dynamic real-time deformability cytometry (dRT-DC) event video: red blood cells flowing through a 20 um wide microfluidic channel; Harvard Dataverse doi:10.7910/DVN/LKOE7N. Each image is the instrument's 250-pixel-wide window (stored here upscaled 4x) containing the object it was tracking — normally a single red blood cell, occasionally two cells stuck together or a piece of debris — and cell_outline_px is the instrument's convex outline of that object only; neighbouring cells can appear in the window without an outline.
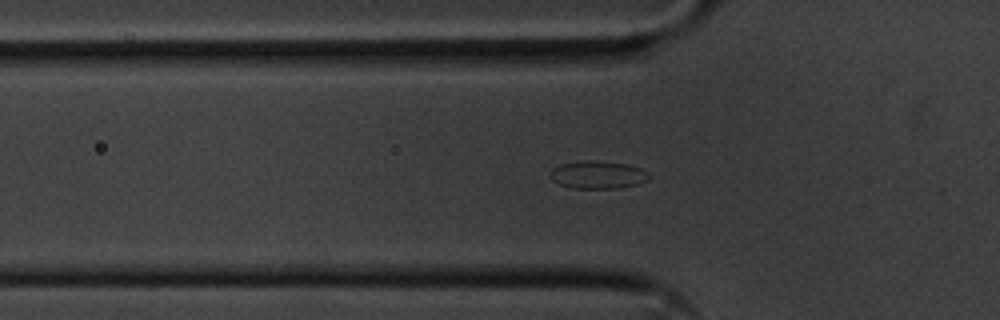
{"species": "common noctule bat (a hibernating species)", "species_latin": "Nyctalus noctula", "temperature_condition": "cold", "stored_images_in_passage": 53, "camera_frame_rate_fps": 3000, "um_per_image_px": 0.085, "animal": {"sex": "male", "body_mass_g": 20.1, "forearm_length_mm": 53.5}, "frame": {"image": 1, "passage_image": 14, "time_ms": 4.333, "image_size_px": [1000, 320], "cell_outline_px": [[652, 176], [648, 180], [636, 184], [616, 188], [572, 188], [560, 184], [552, 180], [552, 168], [560, 164], [580, 160], [596, 160], [628, 164], [640, 168], [648, 172]], "centroid_in_image_um": [50.84, 14.84], "position_along_channel_um": 75.0, "area_um2": 16.01}}
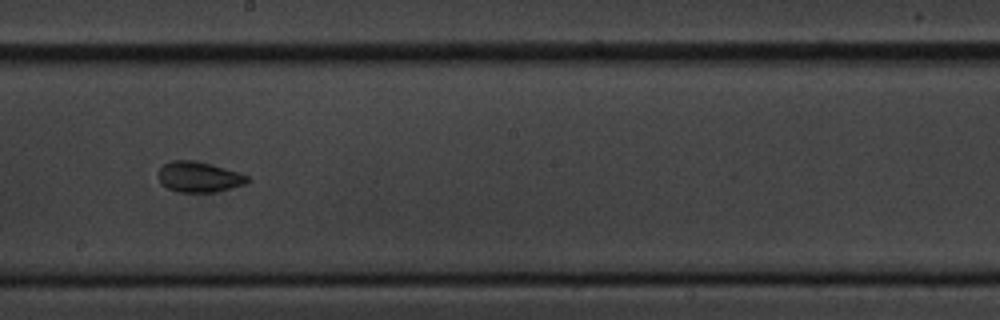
{"frame": {"image": 2, "passage_image": 27, "time_ms": 8.667, "image_size_px": [1000, 320], "cell_outline_px": [[252, 180], [244, 184], [232, 188], [216, 192], [180, 192], [168, 188], [160, 184], [160, 168], [164, 164], [172, 160], [192, 160], [240, 172], [248, 176]], "centroid_in_image_um": [16.94, 15.05], "position_along_channel_um": 231.3, "area_um2": 15.72}}
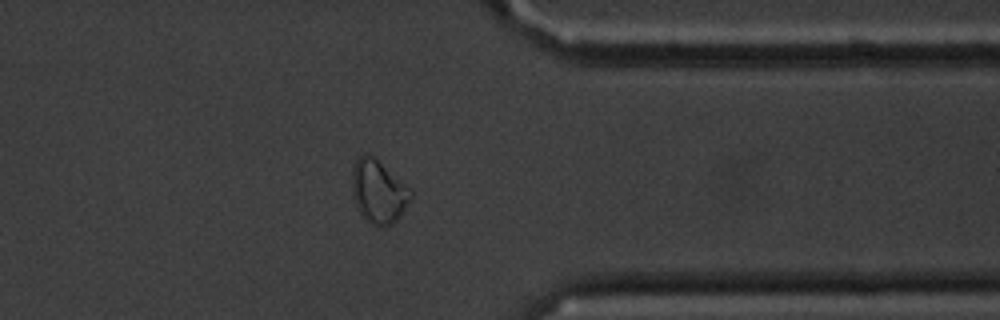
{"frame": {"image": 3, "passage_image": 40, "time_ms": 13.0, "image_size_px": [1000, 320], "cell_outline_px": [[412, 196], [400, 216], [396, 220], [388, 224], [372, 224], [360, 212], [356, 204], [352, 192], [352, 168], [356, 156], [360, 152], [368, 152], [376, 156], [412, 192]], "centroid_in_image_um": [32.12, 16.17], "position_along_channel_um": 379.3, "area_um2": 21.44}, "authors_computed_cell_mechanics": {"area_um2": 16.8776, "velocity_mm_per_s": 3.5932, "shape_relaxation_time_tau1_ms": null, "shape_relaxation_time_tau2_ms": 1.5079, "deformation_change_tau1": null, "deformation_change_tau2": 0.0585}}